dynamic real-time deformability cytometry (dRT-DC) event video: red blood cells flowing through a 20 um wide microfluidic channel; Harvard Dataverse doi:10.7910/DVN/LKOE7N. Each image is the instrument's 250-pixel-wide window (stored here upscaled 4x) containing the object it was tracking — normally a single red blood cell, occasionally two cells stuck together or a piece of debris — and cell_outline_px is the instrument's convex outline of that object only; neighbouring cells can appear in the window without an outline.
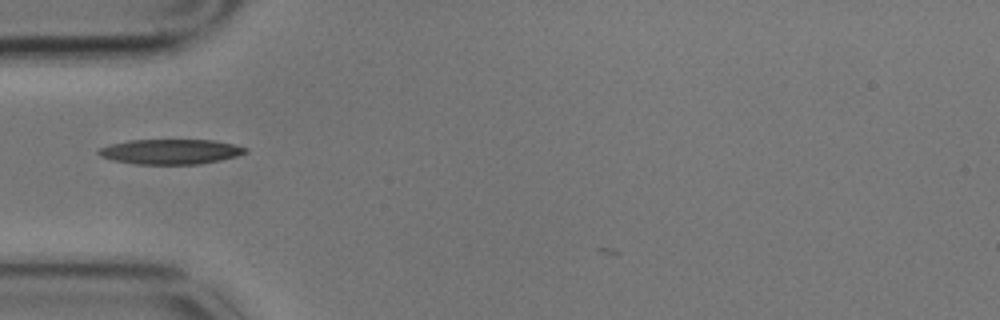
{"species": "common noctule bat (a hibernating species)", "species_latin": "Nyctalus noctula", "temperature_condition": "cold", "stored_images_in_passage": 39, "camera_frame_rate_fps": 3000, "um_per_image_px": 0.085, "animal": {"sex": "male", "body_mass_g": 17.9}, "frame": {"image": 1, "passage_image": 3, "time_ms": 0.667, "image_size_px": [1000, 320], "cell_outline_px": [[248, 152], [236, 156], [196, 164], [136, 164], [112, 160], [100, 156], [96, 152], [100, 148], [108, 144], [128, 140], [216, 140], [248, 148]], "centroid_in_image_um": [14.44, 12.88], "position_along_channel_um": 70.6, "area_um2": 21.33}}
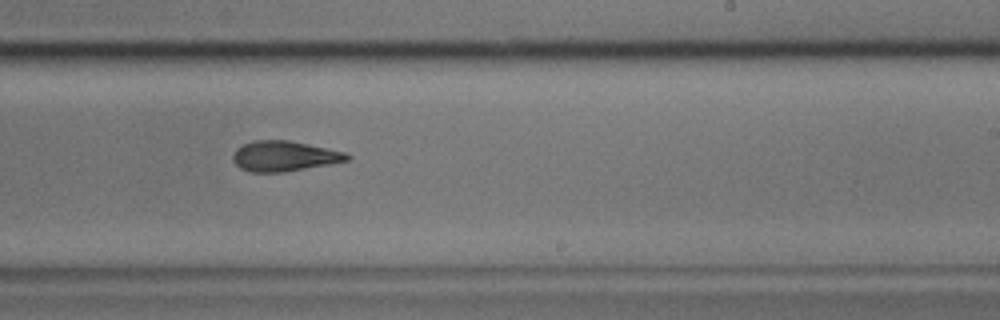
{"frame": {"image": 2, "passage_image": 20, "time_ms": 6.333, "image_size_px": [1000, 320], "cell_outline_px": [[352, 156], [348, 160], [328, 164], [284, 172], [248, 172], [240, 168], [232, 160], [232, 156], [236, 148], [252, 140], [288, 140], [308, 144], [344, 152]], "centroid_in_image_um": [24.11, 13.27], "position_along_channel_um": 264.9, "area_um2": 20.06}}
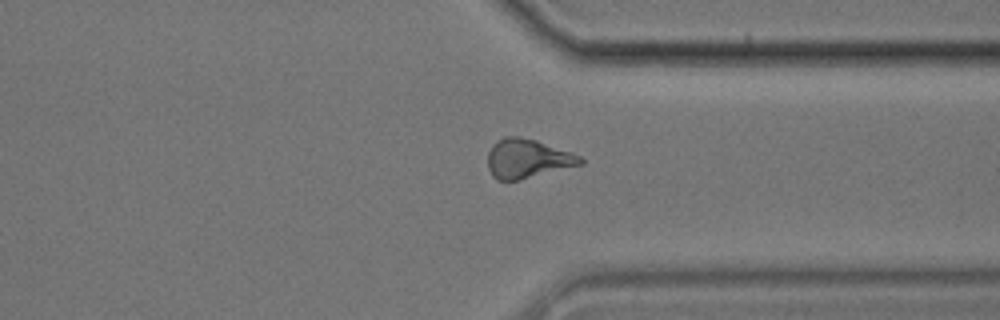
{"frame": {"image": 3, "passage_image": 29, "time_ms": 9.333, "image_size_px": [1000, 320], "cell_outline_px": [[584, 164], [520, 180], [496, 180], [492, 176], [488, 168], [488, 152], [492, 144], [496, 140], [504, 136], [520, 136], [536, 140], [572, 152], [580, 156], [584, 160]], "centroid_in_image_um": [44.83, 13.48], "position_along_channel_um": 366.6, "area_um2": 21.39}, "authors_computed_cell_mechanics": {"area_um2": 20.6346, "velocity_mm_per_s": 3.4116, "shape_relaxation_time_tau1_ms": 5.8515, "shape_relaxation_time_tau2_ms": 3.1531, "deformation_change_tau1": 0.1851, "deformation_change_tau2": 0.1217}}